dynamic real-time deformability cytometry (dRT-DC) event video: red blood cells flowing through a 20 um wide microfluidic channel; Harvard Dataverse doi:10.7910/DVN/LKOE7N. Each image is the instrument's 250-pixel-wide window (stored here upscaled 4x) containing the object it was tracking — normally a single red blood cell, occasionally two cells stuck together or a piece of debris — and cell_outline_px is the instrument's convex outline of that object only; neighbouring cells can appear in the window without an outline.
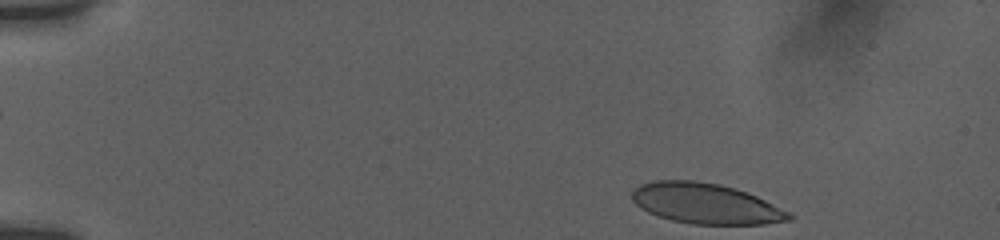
{"species": "human", "species_latin": "Homo sapiens", "temperature_condition": "room temperature", "stored_images_in_passage": 11, "camera_frame_rate_fps": 3000, "um_per_image_px": 0.085, "donor": {"sex": "female"}, "frame": {"image": 1, "passage_image": 1, "time_ms": 0.0, "image_size_px": [1000, 240], "cell_outline_px": [[796, 216], [792, 220], [764, 224], [692, 224], [672, 220], [648, 212], [640, 208], [632, 200], [632, 192], [640, 184], [652, 180], [696, 180], [720, 184], [736, 188], [756, 196]], "centroid_in_image_um": [59.98, 17.29], "position_along_channel_um": 25.0, "area_um2": 36.99}}
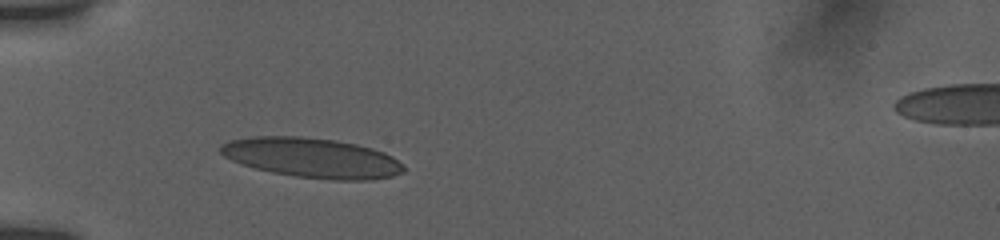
{"frame": {"image": 2, "passage_image": 7, "time_ms": 3.333, "image_size_px": [1000, 240], "cell_outline_px": [[404, 172], [392, 176], [372, 180], [332, 180], [296, 176], [272, 172], [240, 164], [224, 156], [220, 152], [220, 144], [228, 140], [252, 136], [300, 136], [336, 140], [356, 144], [372, 148], [384, 152], [392, 156], [404, 164]], "centroid_in_image_um": [26.52, 13.41], "position_along_channel_um": 58.5, "area_um2": 42.71}}
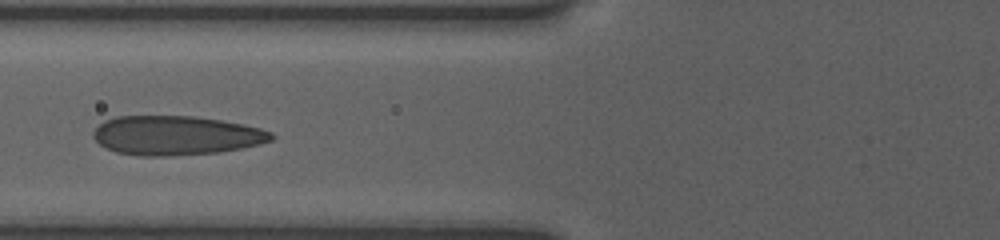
{"frame": {"image": 3, "passage_image": 10, "time_ms": 5.0, "image_size_px": [1000, 240], "cell_outline_px": [[276, 136], [272, 140], [260, 144], [220, 152], [168, 156], [140, 156], [116, 152], [100, 144], [92, 136], [92, 132], [104, 120], [116, 116], [192, 116], [220, 120], [244, 124], [260, 128], [272, 132]], "centroid_in_image_um": [14.97, 11.51], "position_along_channel_um": 110.8, "area_um2": 40.81}}